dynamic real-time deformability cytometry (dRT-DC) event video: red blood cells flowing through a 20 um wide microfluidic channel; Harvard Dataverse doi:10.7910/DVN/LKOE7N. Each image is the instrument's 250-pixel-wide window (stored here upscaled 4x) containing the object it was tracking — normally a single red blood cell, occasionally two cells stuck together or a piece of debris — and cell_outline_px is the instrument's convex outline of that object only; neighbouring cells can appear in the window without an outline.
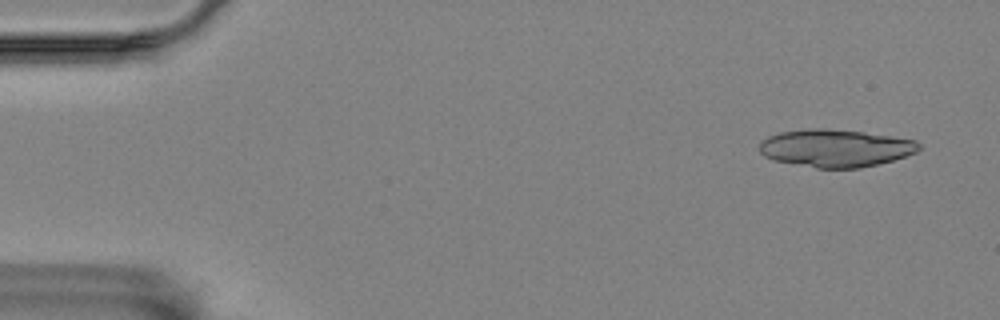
{"species": "Egyptian fruit bat (a non-hibernating species)", "species_latin": "Rousettus aegyptiacus", "temperature_condition": "room temperature", "stored_images_in_passage": 56, "camera_frame_rate_fps": 3000, "um_per_image_px": 0.085, "animal": {"sex": "female"}, "frame": {"image": 1, "passage_image": 3, "time_ms": 0.667, "image_size_px": [1000, 320], "cell_outline_px": [[920, 148], [916, 152], [892, 160], [860, 168], [816, 168], [776, 160], [764, 156], [760, 152], [760, 144], [768, 136], [780, 132], [808, 128], [824, 128], [864, 132], [892, 136], [916, 140], [920, 144]], "centroid_in_image_um": [71.02, 12.58], "position_along_channel_um": 14.0, "area_um2": 34.74}}
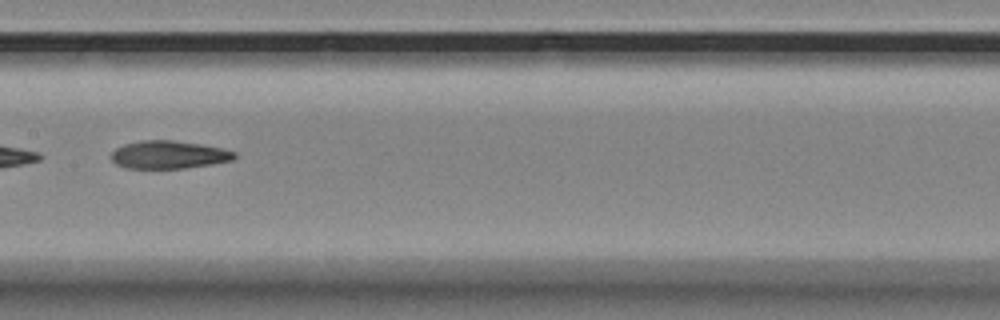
{"frame": {"image": 2, "passage_image": 28, "time_ms": 9.0, "image_size_px": [1000, 320], "cell_outline_px": [[236, 156], [232, 160], [184, 168], [128, 168], [116, 164], [112, 160], [112, 152], [116, 148], [124, 144], [140, 140], [172, 140], [200, 144], [220, 148], [236, 152]], "centroid_in_image_um": [14.31, 13.14], "position_along_channel_um": 193.1, "area_um2": 19.77}}
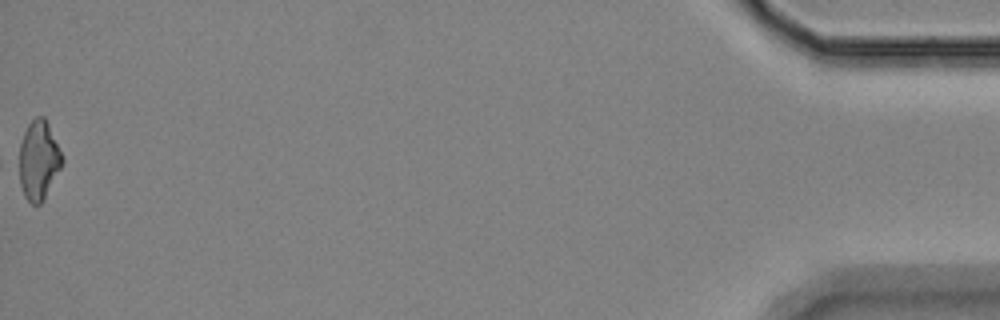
{"frame": {"image": 3, "passage_image": 56, "time_ms": 18.333, "image_size_px": [1000, 320], "cell_outline_px": [[64, 160], [60, 168], [40, 204], [32, 204], [24, 196], [20, 184], [20, 144], [24, 132], [28, 124], [36, 116], [44, 116], [48, 124]], "centroid_in_image_um": [3.27, 13.6], "position_along_channel_um": 431.9, "area_um2": 19.25}}